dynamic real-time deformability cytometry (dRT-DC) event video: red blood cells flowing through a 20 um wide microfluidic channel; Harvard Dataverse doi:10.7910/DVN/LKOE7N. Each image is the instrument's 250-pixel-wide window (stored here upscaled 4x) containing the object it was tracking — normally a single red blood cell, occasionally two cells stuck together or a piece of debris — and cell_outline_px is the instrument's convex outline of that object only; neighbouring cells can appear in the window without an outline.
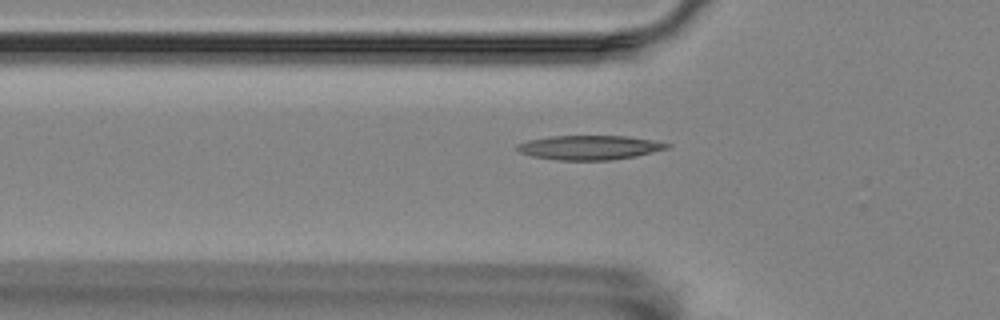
{"species": "Egyptian fruit bat (a non-hibernating species)", "species_latin": "Rousettus aegyptiacus", "temperature_condition": "room temperature", "stored_images_in_passage": 57, "camera_frame_rate_fps": 3000, "um_per_image_px": 0.085, "animal": {"sex": "female"}, "frame": {"image": 1, "passage_image": 19, "time_ms": 6.0, "image_size_px": [1000, 320], "cell_outline_px": [[672, 144], [668, 148], [636, 156], [612, 160], [556, 160], [532, 156], [520, 152], [516, 148], [516, 144], [528, 140], [552, 136], [628, 136], [652, 140]], "centroid_in_image_um": [50.1, 12.54], "position_along_channel_um": 75.7, "area_um2": 21.21}}
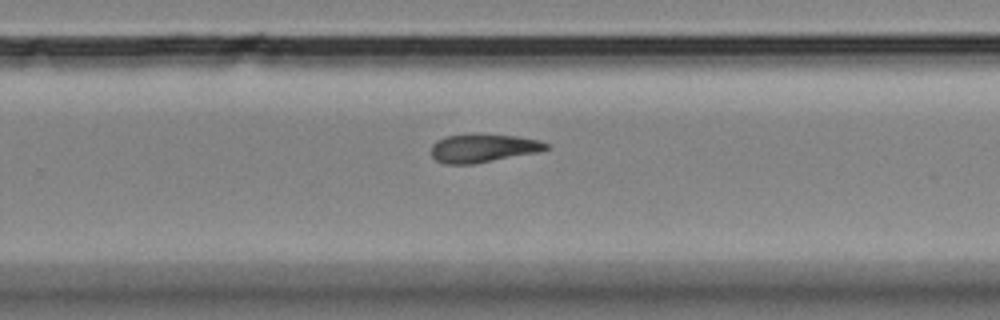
{"frame": {"image": 2, "passage_image": 37, "time_ms": 12.0, "image_size_px": [1000, 320], "cell_outline_px": [[552, 148], [540, 152], [476, 164], [444, 164], [436, 160], [432, 156], [432, 144], [436, 140], [444, 136], [476, 132], [480, 132], [516, 136], [540, 140], [548, 144]], "centroid_in_image_um": [41.09, 12.57], "position_along_channel_um": 288.7, "area_um2": 19.83}}
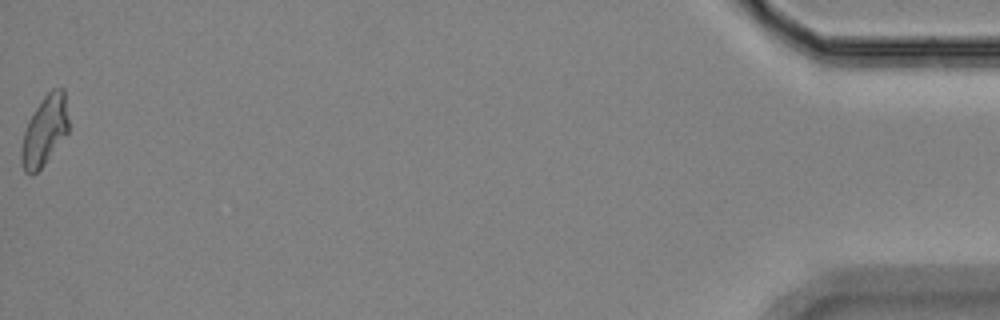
{"frame": {"image": 3, "passage_image": 57, "time_ms": 18.667, "image_size_px": [1000, 320], "cell_outline_px": [[68, 132], [44, 164], [32, 176], [24, 172], [20, 160], [20, 148], [24, 132], [28, 120], [44, 96], [52, 88], [64, 88], [68, 120]], "centroid_in_image_um": [3.76, 11.13], "position_along_channel_um": 431.4, "area_um2": 19.13}, "authors_computed_cell_mechanics": {"area_um2": 19.5364, "velocity_mm_per_s": 3.5351, "shape_relaxation_time_tau1_ms": null, "shape_relaxation_time_tau2_ms": 4.924, "deformation_change_tau1": null, "deformation_change_tau2": 0.1241}}